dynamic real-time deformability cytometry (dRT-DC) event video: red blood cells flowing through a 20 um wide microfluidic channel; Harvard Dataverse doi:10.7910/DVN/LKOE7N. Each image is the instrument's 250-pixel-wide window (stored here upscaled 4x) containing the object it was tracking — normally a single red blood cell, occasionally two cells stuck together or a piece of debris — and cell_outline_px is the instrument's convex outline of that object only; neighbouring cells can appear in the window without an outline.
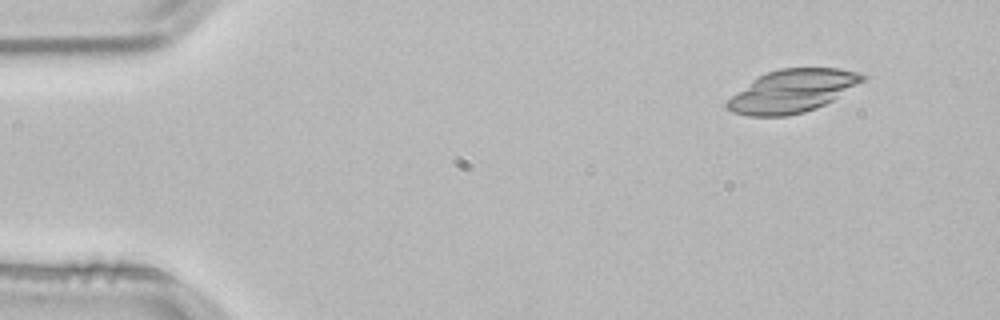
{"species": "common noctule bat (a hibernating species)", "species_latin": "Nyctalus noctula", "temperature_condition": "room temperature", "stored_images_in_passage": 50, "segment_of_instrument_passage": [1, 2], "camera_frame_rate_fps": 3000, "um_per_image_px": 0.085, "animal": {"sex": "male", "body_mass_g": 21.5, "forearm_length_mm": 52.0}, "frame": {"image": 1, "passage_image": 3, "time_ms": 0.667, "image_size_px": [1000, 320], "cell_outline_px": [[868, 76], [864, 80], [832, 100], [816, 108], [804, 112], [788, 116], [748, 116], [732, 112], [724, 104], [732, 96], [752, 80], [768, 72], [780, 68], [840, 68], [856, 72]], "centroid_in_image_um": [67.34, 7.74], "position_along_channel_um": 17.7, "area_um2": 33.41}}